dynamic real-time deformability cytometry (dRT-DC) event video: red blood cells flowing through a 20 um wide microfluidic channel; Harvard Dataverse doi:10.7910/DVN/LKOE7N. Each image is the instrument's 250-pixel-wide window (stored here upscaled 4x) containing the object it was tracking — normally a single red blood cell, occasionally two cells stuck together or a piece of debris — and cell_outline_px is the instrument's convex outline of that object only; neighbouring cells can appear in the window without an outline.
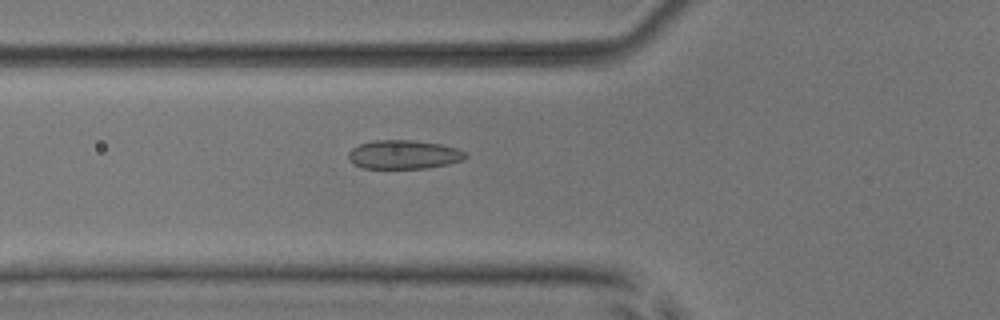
{"species": "common noctule bat (a hibernating species)", "species_latin": "Nyctalus noctula", "temperature_condition": "room temperature", "stored_images_in_passage": 46, "camera_frame_rate_fps": 3000, "um_per_image_px": 0.085, "animal": {"sex": "male", "body_mass_g": 17.9, "forearm_length_mm": 54.2}, "frame": {"image": 1, "passage_image": 13, "time_ms": 4.0, "image_size_px": [1000, 320], "cell_outline_px": [[468, 156], [464, 160], [448, 164], [428, 168], [360, 168], [352, 164], [348, 160], [348, 152], [352, 148], [360, 144], [372, 140], [412, 140], [440, 144], [456, 148], [464, 152]], "centroid_in_image_um": [34.28, 13.14], "position_along_channel_um": 91.5, "area_um2": 19.83}}
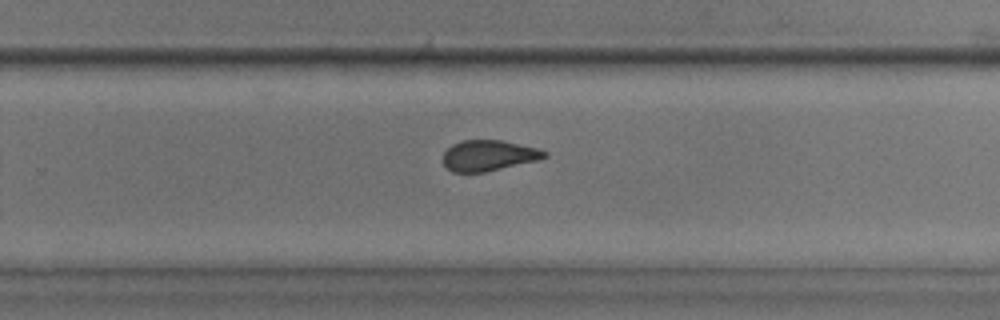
{"frame": {"image": 2, "passage_image": 28, "time_ms": 9.0, "image_size_px": [1000, 320], "cell_outline_px": [[548, 156], [536, 160], [484, 172], [452, 172], [444, 164], [444, 152], [452, 144], [460, 140], [500, 140], [536, 148], [548, 152]], "centroid_in_image_um": [41.5, 13.21], "position_along_channel_um": 288.3, "area_um2": 17.86}}
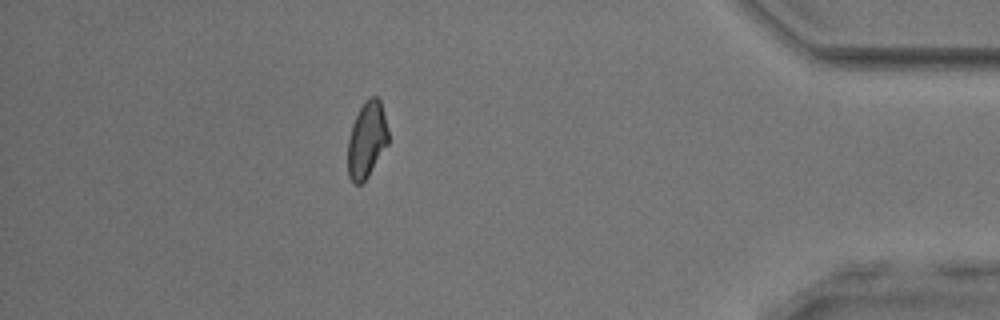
{"frame": {"image": 3, "passage_image": 40, "time_ms": 13.0, "image_size_px": [1000, 320], "cell_outline_px": [[388, 144], [368, 176], [360, 184], [352, 184], [348, 176], [348, 140], [352, 124], [364, 100], [372, 96], [376, 96], [380, 100], [388, 128]], "centroid_in_image_um": [31.17, 11.89], "position_along_channel_um": 404.0, "area_um2": 17.98}, "authors_computed_cell_mechanics": {"area_um2": 19.363, "velocity_mm_per_s": 3.9445, "shape_relaxation_time_tau1_ms": 10.8505, "shape_relaxation_time_tau2_ms": 1.2973, "deformation_change_tau1": 0.1655, "deformation_change_tau2": 0.0768}}